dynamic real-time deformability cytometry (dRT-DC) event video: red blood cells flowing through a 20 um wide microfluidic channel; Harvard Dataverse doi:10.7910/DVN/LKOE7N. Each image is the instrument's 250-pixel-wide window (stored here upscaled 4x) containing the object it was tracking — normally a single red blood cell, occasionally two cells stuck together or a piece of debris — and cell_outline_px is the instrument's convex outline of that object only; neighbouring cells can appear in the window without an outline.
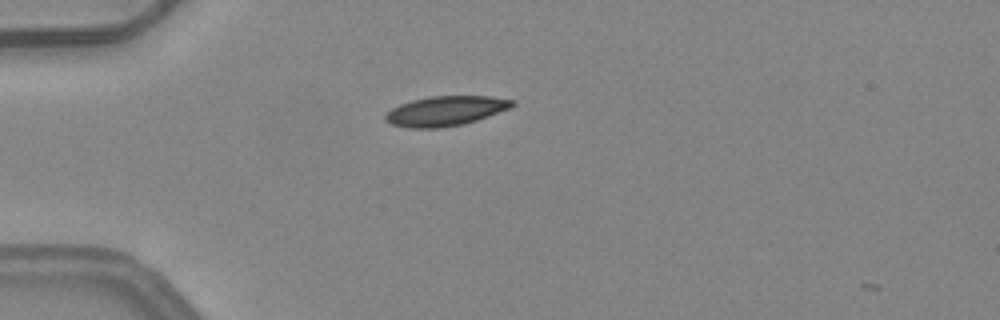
{"species": "common noctule bat (a hibernating species)", "species_latin": "Nyctalus noctula", "temperature_condition": "warm", "stored_images_in_passage": 1, "camera_frame_rate_fps": 3000, "um_per_image_px": 0.085, "animal": {"sex": "female", "body_mass_g": 24.6, "forearm_length_mm": 56.2}, "frame": {"image": 1, "passage_image": 1, "time_ms": 0.0, "image_size_px": [1000, 320], "cell_outline_px": [[516, 104], [512, 108], [464, 124], [440, 128], [408, 128], [392, 124], [384, 120], [384, 116], [392, 108], [400, 104], [412, 100], [432, 96], [488, 96], [516, 100]], "centroid_in_image_um": [37.9, 9.43], "position_along_channel_um": 47.1, "area_um2": 22.08}}